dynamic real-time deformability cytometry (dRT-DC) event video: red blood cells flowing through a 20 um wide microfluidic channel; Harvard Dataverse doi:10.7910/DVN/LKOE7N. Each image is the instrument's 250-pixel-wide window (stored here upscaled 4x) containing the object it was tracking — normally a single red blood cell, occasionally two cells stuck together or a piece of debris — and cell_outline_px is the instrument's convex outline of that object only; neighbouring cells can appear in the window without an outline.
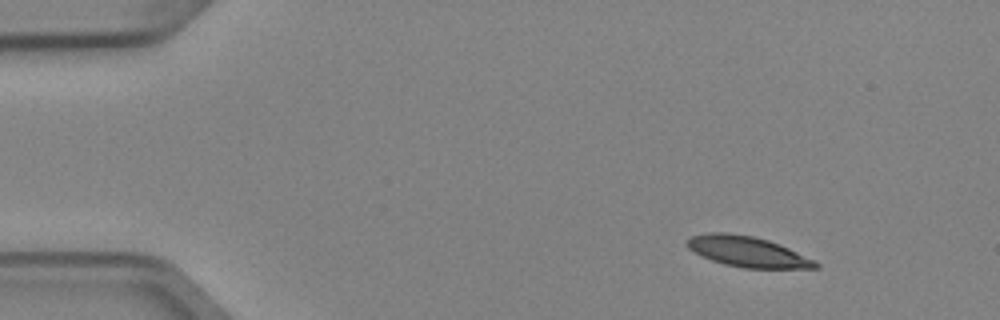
{"species": "Egyptian fruit bat (a non-hibernating species)", "species_latin": "Rousettus aegyptiacus", "temperature_condition": "cold", "stored_images_in_passage": 5, "camera_frame_rate_fps": 3000, "um_per_image_px": 0.085, "animal": {"sex": "female"}, "frame": {"image": 1, "passage_image": 1, "time_ms": 0.0, "image_size_px": [1000, 320], "cell_outline_px": [[820, 268], [744, 268], [724, 264], [700, 256], [688, 248], [684, 244], [684, 240], [688, 236], [708, 232], [728, 232], [752, 236], [768, 240], [780, 244], [816, 260], [820, 264]], "centroid_in_image_um": [63.49, 21.38], "position_along_channel_um": 21.5, "area_um2": 23.24}}
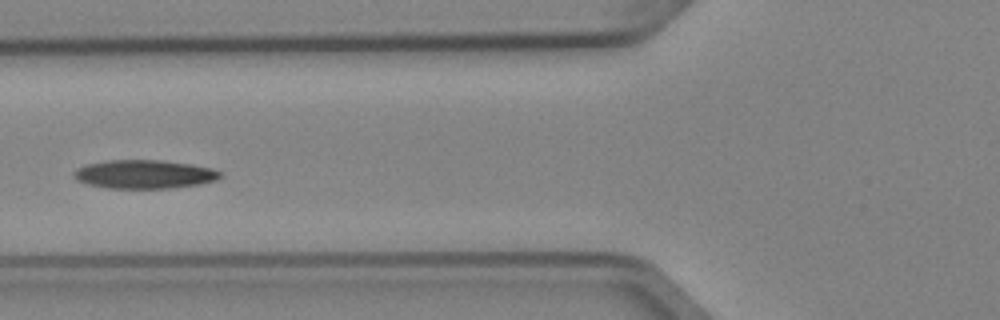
{"frame": {"image": 2, "passage_image": 4, "time_ms": 1.0, "image_size_px": [1000, 320], "cell_outline_px": [[224, 172], [216, 180], [200, 184], [168, 188], [108, 188], [88, 184], [72, 176], [72, 172], [76, 168], [84, 164], [104, 160], [160, 160], [192, 164], [212, 168]], "centroid_in_image_um": [12.25, 14.8], "position_along_channel_um": 113.5, "area_um2": 24.57}}
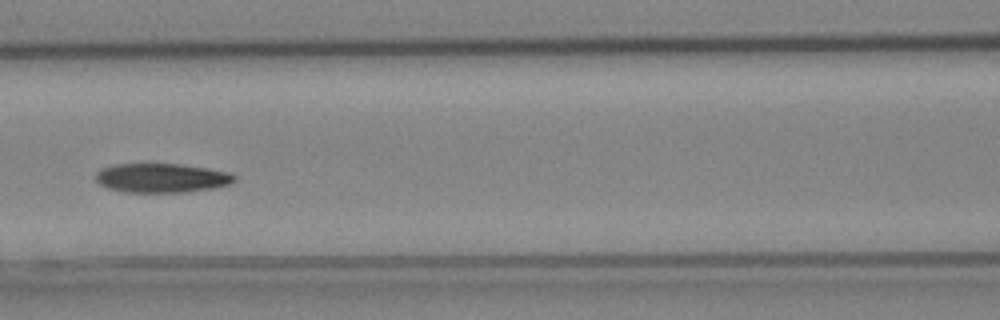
{"frame": {"image": 3, "passage_image": 5, "time_ms": 1.333, "image_size_px": [1000, 320], "cell_outline_px": [[236, 180], [228, 184], [212, 188], [184, 192], [124, 192], [108, 188], [100, 184], [96, 180], [96, 172], [100, 168], [112, 164], [180, 164], [208, 168], [228, 172], [236, 176]], "centroid_in_image_um": [13.7, 15.12], "position_along_channel_um": 152.9, "area_um2": 23.58}}